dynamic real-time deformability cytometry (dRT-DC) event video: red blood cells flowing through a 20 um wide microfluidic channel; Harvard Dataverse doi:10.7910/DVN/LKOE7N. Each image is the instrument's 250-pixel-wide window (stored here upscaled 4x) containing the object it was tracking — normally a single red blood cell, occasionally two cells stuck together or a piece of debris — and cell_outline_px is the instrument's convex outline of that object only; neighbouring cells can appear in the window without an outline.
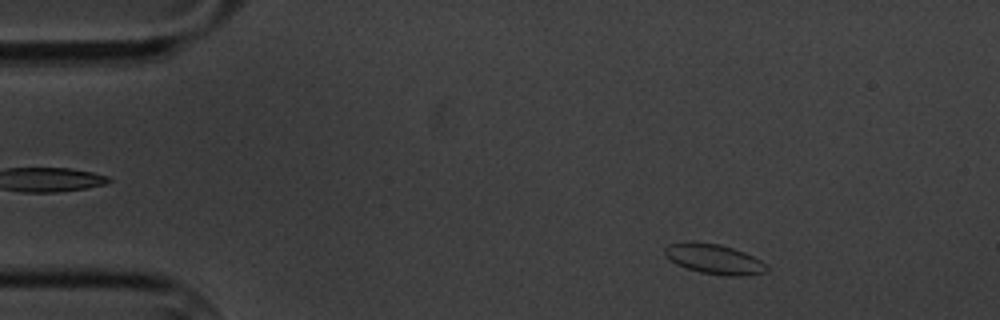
{"species": "common noctule bat (a hibernating species)", "species_latin": "Nyctalus noctula", "temperature_condition": "cold", "stored_images_in_passage": 57, "camera_frame_rate_fps": 3000, "um_per_image_px": 0.085, "animal": {"sex": "male", "body_mass_g": 20.1, "forearm_length_mm": 53.5}, "frame": {"image": 1, "passage_image": 6, "time_ms": 1.667, "image_size_px": [1000, 320], "cell_outline_px": [[768, 272], [744, 276], [724, 276], [700, 272], [676, 264], [664, 252], [664, 248], [668, 244], [688, 240], [692, 240], [720, 244], [744, 252], [768, 264]], "centroid_in_image_um": [60.72, 22.01], "position_along_channel_um": 24.3, "area_um2": 18.03}}
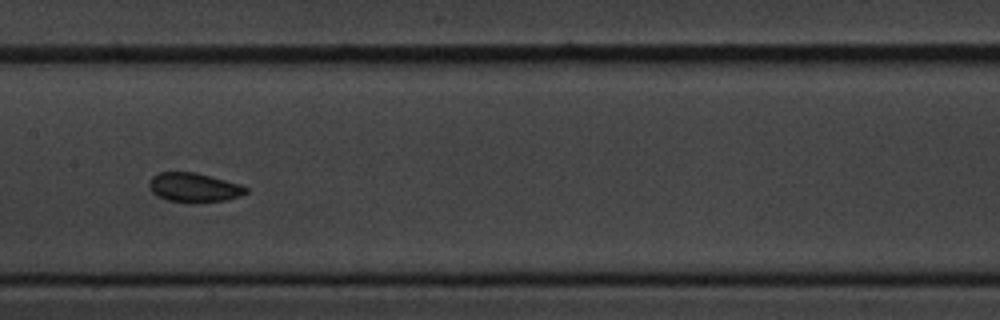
{"frame": {"image": 2, "passage_image": 27, "time_ms": 8.667, "image_size_px": [1000, 320], "cell_outline_px": [[248, 192], [240, 196], [228, 200], [192, 204], [168, 200], [156, 196], [152, 192], [148, 184], [148, 180], [152, 176], [160, 172], [196, 172], [240, 184], [248, 188]], "centroid_in_image_um": [16.48, 15.95], "position_along_channel_um": 190.9, "area_um2": 16.88}}
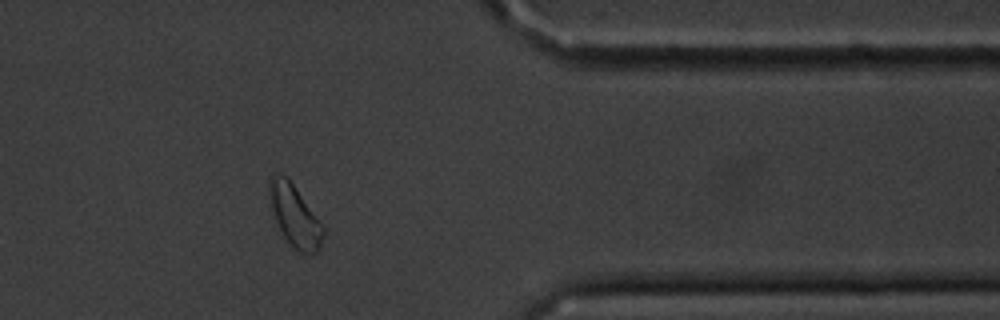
{"frame": {"image": 3, "passage_image": 46, "time_ms": 15.0, "image_size_px": [1000, 320], "cell_outline_px": [[324, 232], [320, 248], [316, 252], [300, 252], [284, 236], [268, 208], [268, 180], [272, 176], [280, 172], [288, 176], [324, 224]], "centroid_in_image_um": [25.02, 18.24], "position_along_channel_um": 386.4, "area_um2": 19.88}}